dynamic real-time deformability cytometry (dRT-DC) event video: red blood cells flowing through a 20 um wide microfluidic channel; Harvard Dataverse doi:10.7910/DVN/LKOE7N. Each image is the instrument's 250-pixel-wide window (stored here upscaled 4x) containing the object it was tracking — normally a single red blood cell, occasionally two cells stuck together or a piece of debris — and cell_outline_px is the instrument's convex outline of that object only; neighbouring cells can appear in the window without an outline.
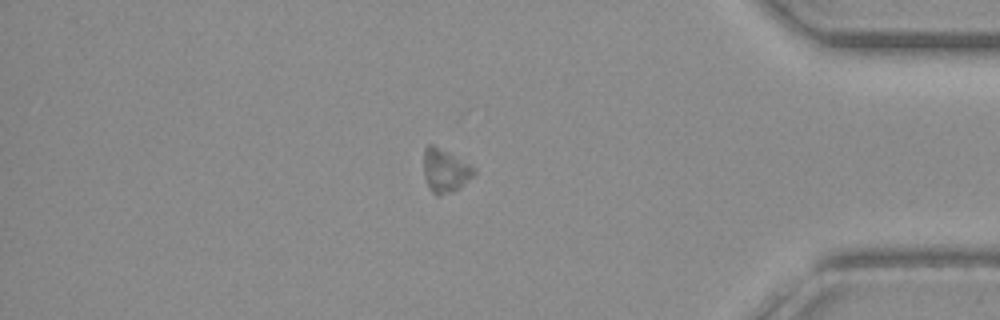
{"species": "common noctule bat (a hibernating species)", "species_latin": "Nyctalus noctula", "temperature_condition": "warm", "stored_images_in_passage": 62, "segment_of_instrument_passage": [2, 2], "camera_frame_rate_fps": 3000, "um_per_image_px": 0.085, "animal": {"sex": "female", "body_mass_g": 19.3, "forearm_length_mm": 54.1}, "frame": {"image": 1, "passage_image": 53, "time_ms": 17.333, "image_size_px": [1000, 320], "cell_outline_px": [[476, 172], [460, 188], [440, 196], [436, 196], [428, 188], [424, 176], [424, 148], [428, 144], [432, 144], [476, 168]], "centroid_in_image_um": [37.81, 14.53], "position_along_channel_um": 397.4, "area_um2": 12.6}}
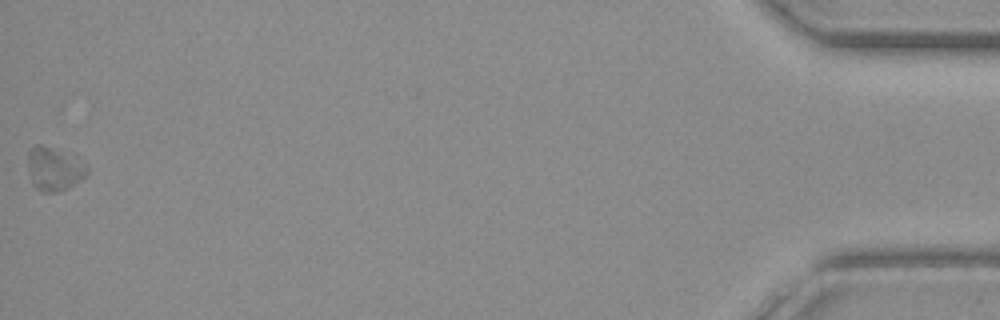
{"frame": {"image": 2, "passage_image": 62, "time_ms": 20.333, "image_size_px": [1000, 320], "cell_outline_px": [[88, 172], [84, 176], [68, 188], [56, 192], [40, 192], [32, 184], [28, 168], [28, 152], [36, 144], [40, 144], [76, 156], [88, 168]], "centroid_in_image_um": [4.58, 14.36], "position_along_channel_um": 430.6, "area_um2": 14.91}}